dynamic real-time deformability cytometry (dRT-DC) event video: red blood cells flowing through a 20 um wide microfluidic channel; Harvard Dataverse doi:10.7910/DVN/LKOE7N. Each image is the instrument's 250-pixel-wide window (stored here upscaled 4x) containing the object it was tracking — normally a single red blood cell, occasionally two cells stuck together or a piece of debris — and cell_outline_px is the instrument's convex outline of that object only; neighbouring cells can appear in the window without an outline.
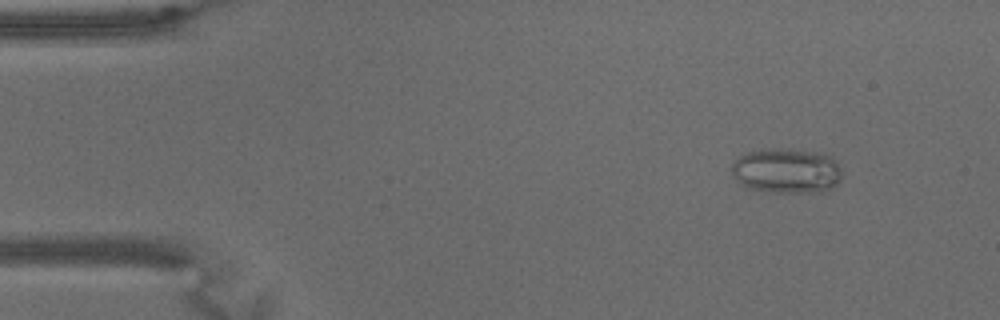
{"species": "common noctule bat (a hibernating species)", "species_latin": "Nyctalus noctula", "temperature_condition": "warm", "stored_images_in_passage": 66, "camera_frame_rate_fps": 3000, "um_per_image_px": 0.085, "animal": {"sex": "male", "body_mass_g": 15.6}, "frame": {"image": 1, "passage_image": 7, "time_ms": 2.0, "image_size_px": [1000, 320], "cell_outline_px": [[840, 180], [832, 188], [820, 192], [776, 192], [748, 188], [736, 180], [732, 176], [728, 168], [740, 156], [748, 152], [760, 148], [812, 152], [832, 156], [840, 168]], "centroid_in_image_um": [66.81, 14.53], "position_along_channel_um": 18.2, "area_um2": 28.73}}
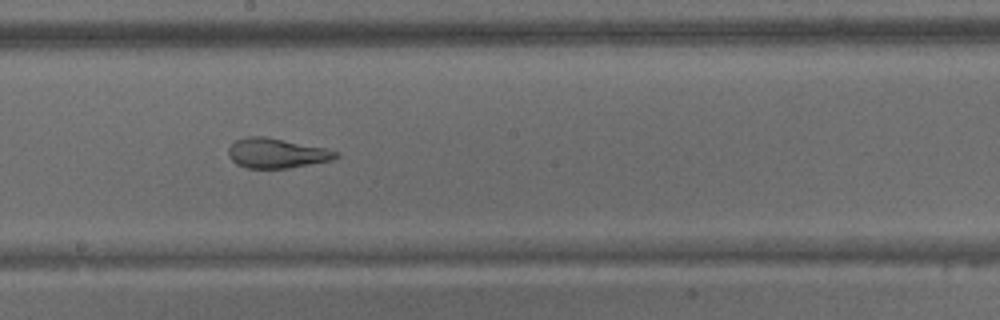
{"frame": {"image": 2, "passage_image": 36, "time_ms": 11.667, "image_size_px": [1000, 320], "cell_outline_px": [[340, 156], [332, 160], [288, 168], [248, 168], [236, 164], [228, 156], [228, 148], [236, 140], [248, 136], [264, 136], [328, 148], [340, 152]], "centroid_in_image_um": [23.54, 13.01], "position_along_channel_um": 224.7, "area_um2": 18.79}}
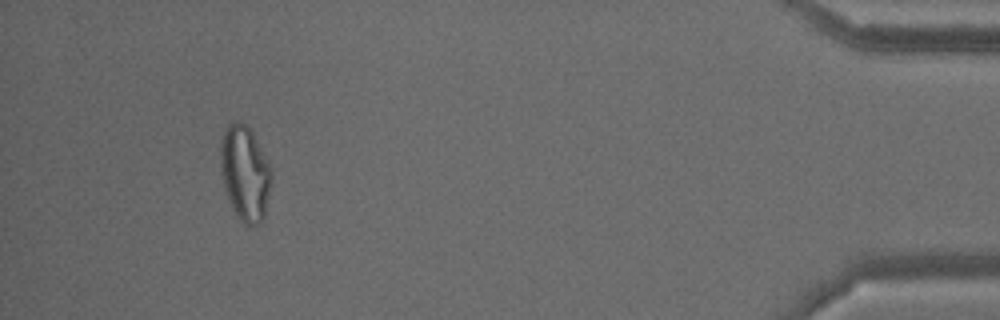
{"frame": {"image": 3, "passage_image": 61, "time_ms": 20.0, "image_size_px": [1000, 320], "cell_outline_px": [[272, 180], [264, 216], [260, 224], [248, 228], [240, 220], [232, 208], [224, 192], [220, 172], [220, 140], [228, 124], [232, 120], [240, 120], [248, 124], [272, 168]], "centroid_in_image_um": [20.81, 14.71], "position_along_channel_um": 414.4, "area_um2": 29.07}, "authors_computed_cell_mechanics": {"area_um2": 25.8655, "velocity_mm_per_s": 3.0771, "shape_relaxation_time_tau1_ms": null, "shape_relaxation_time_tau2_ms": 1.6046, "deformation_change_tau1": null, "deformation_change_tau2": 0.0961}}